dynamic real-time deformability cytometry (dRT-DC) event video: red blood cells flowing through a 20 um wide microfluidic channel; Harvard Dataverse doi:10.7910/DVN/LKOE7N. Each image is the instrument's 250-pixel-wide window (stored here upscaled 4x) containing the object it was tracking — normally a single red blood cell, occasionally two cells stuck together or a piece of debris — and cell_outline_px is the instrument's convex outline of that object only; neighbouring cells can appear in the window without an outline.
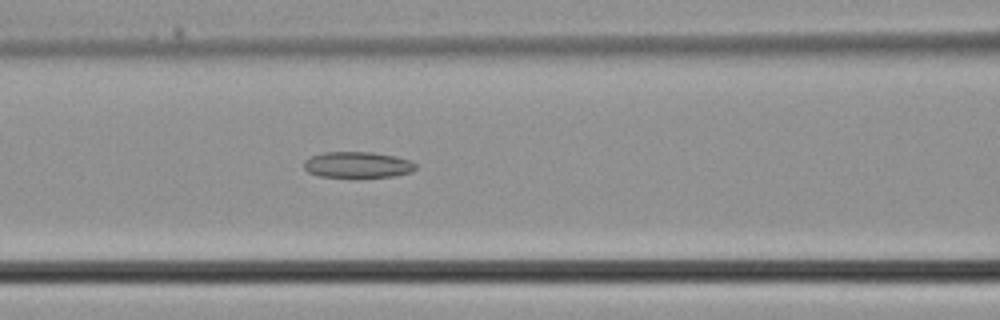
{"species": "common noctule bat (a hibernating species)", "species_latin": "Nyctalus noctula", "temperature_condition": "cold", "stored_images_in_passage": 35, "camera_frame_rate_fps": 3000, "um_per_image_px": 0.085, "animal": {"sex": "male", "body_mass_g": 21.5, "forearm_length_mm": 52.0}, "frame": {"image": 1, "passage_image": 13, "time_ms": 4.0, "image_size_px": [1000, 320], "cell_outline_px": [[416, 168], [412, 172], [392, 176], [360, 180], [352, 180], [320, 176], [308, 172], [304, 168], [304, 160], [312, 156], [324, 152], [372, 152], [396, 156], [412, 160], [416, 164]], "centroid_in_image_um": [30.41, 14.06], "position_along_channel_um": 136.2, "area_um2": 17.92}}
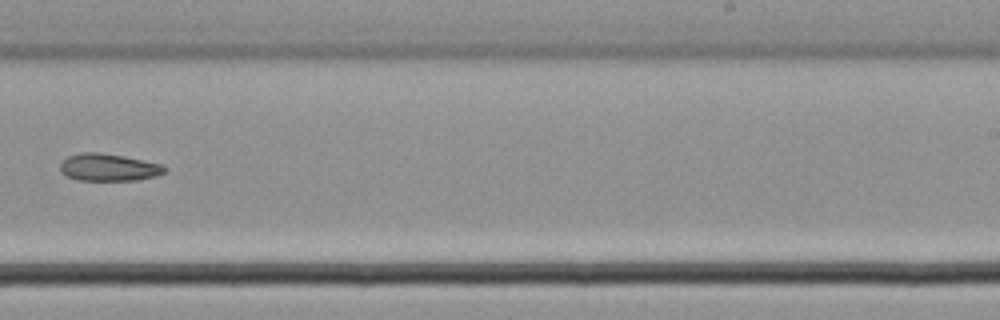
{"frame": {"image": 2, "passage_image": 21, "time_ms": 6.667, "image_size_px": [1000, 320], "cell_outline_px": [[164, 172], [156, 176], [136, 180], [80, 180], [68, 176], [60, 172], [60, 164], [68, 156], [80, 152], [96, 152], [124, 156], [160, 164], [164, 168]], "centroid_in_image_um": [9.19, 14.22], "position_along_channel_um": 279.8, "area_um2": 16.36}}
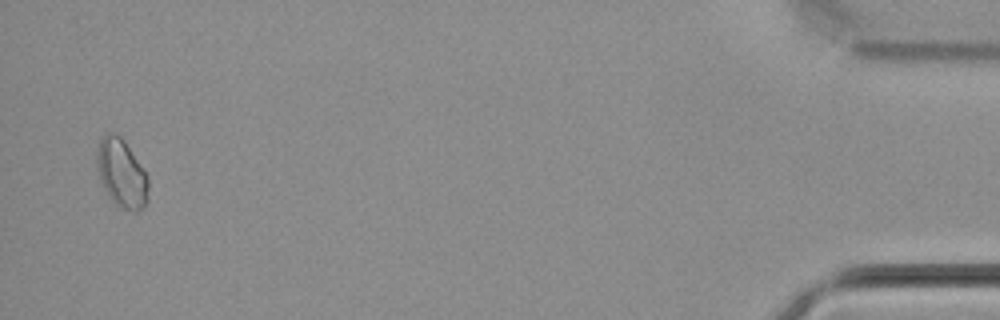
{"frame": {"image": 3, "passage_image": 34, "time_ms": 11.0, "image_size_px": [1000, 320], "cell_outline_px": [[148, 200], [136, 212], [132, 212], [116, 204], [108, 196], [100, 180], [96, 160], [96, 156], [100, 140], [108, 132], [112, 132], [120, 136], [124, 140], [148, 176]], "centroid_in_image_um": [10.33, 14.73], "position_along_channel_um": 424.9, "area_um2": 20.29}}